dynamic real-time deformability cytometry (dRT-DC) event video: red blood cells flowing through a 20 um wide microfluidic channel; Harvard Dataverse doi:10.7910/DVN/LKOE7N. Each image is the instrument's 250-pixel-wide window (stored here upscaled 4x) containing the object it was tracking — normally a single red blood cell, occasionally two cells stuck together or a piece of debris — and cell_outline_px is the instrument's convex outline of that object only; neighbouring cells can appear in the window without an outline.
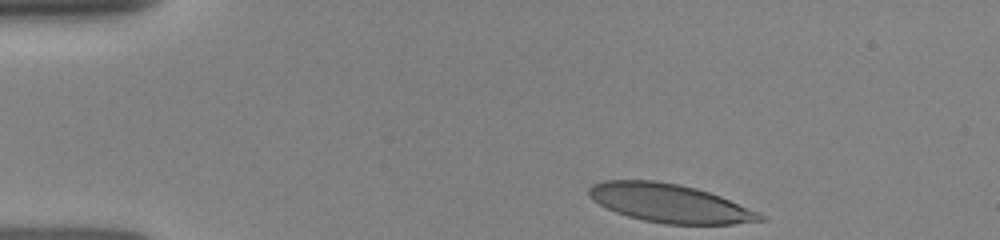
{"species": "human", "species_latin": "Homo sapiens", "temperature_condition": "room temperature", "stored_images_in_passage": 28, "camera_frame_rate_fps": 3000, "um_per_image_px": 0.085, "donor": {"sex": "female"}, "frame": {"image": 1, "passage_image": 1, "time_ms": 0.0, "image_size_px": [1000, 240], "cell_outline_px": [[768, 220], [732, 224], [664, 224], [644, 220], [628, 216], [616, 212], [592, 200], [588, 196], [588, 188], [592, 184], [604, 180], [656, 180], [680, 184], [696, 188], [720, 196], [760, 212], [768, 216]], "centroid_in_image_um": [56.95, 17.27], "position_along_channel_um": 28.0, "area_um2": 38.61}}
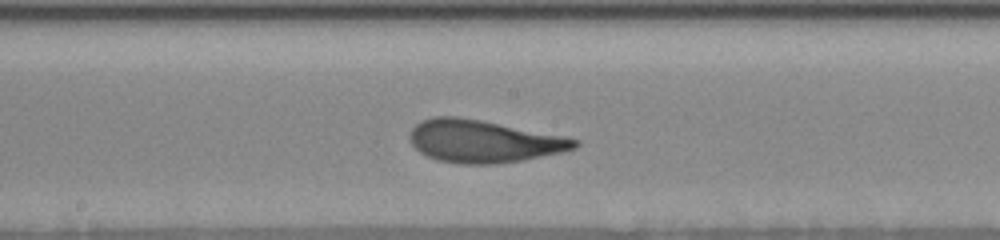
{"frame": {"image": 2, "passage_image": 16, "time_ms": 6.0, "image_size_px": [1000, 240], "cell_outline_px": [[580, 144], [576, 148], [560, 152], [520, 160], [496, 164], [460, 164], [436, 160], [420, 152], [412, 144], [408, 136], [412, 128], [420, 120], [432, 116], [456, 116], [480, 120], [568, 136], [580, 140]], "centroid_in_image_um": [41.09, 12.0], "position_along_channel_um": 207.1, "area_um2": 40.98}}
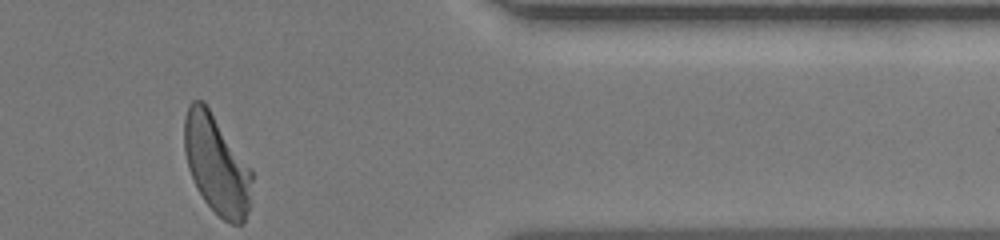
{"frame": {"image": 3, "passage_image": 28, "time_ms": 11.0, "image_size_px": [1000, 240], "cell_outline_px": [[252, 180], [248, 212], [244, 224], [232, 224], [224, 220], [204, 200], [188, 168], [184, 152], [184, 120], [188, 104], [192, 100], [204, 100], [252, 168]], "centroid_in_image_um": [18.42, 13.94], "position_along_channel_um": 393.0, "area_um2": 39.13}}